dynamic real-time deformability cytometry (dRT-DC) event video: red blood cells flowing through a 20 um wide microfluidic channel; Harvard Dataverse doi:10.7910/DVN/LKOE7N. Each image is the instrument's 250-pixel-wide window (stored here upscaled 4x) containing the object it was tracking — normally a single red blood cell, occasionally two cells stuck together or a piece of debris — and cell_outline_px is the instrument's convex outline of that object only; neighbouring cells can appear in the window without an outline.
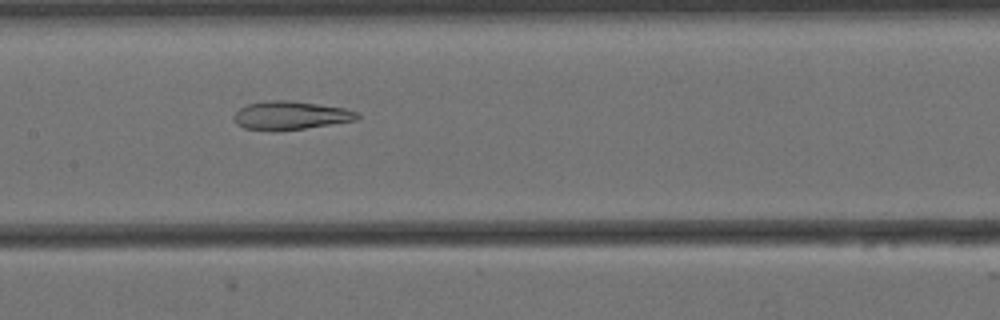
{"species": "Egyptian fruit bat (a non-hibernating species)", "species_latin": "Rousettus aegyptiacus", "temperature_condition": "cold", "stored_images_in_passage": 58, "camera_frame_rate_fps": 3000, "um_per_image_px": 0.085, "animal": {"sex": "female"}, "frame": {"image": 1, "passage_image": 27, "time_ms": 8.667, "image_size_px": [1000, 320], "cell_outline_px": [[360, 116], [356, 120], [304, 128], [244, 128], [236, 124], [232, 116], [240, 108], [248, 104], [268, 100], [288, 100], [344, 108], [360, 112]], "centroid_in_image_um": [24.72, 9.77], "position_along_channel_um": 182.7, "area_um2": 19.65}}
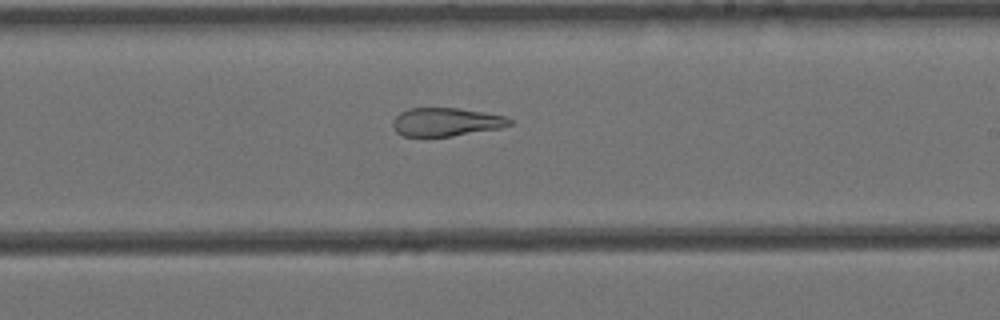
{"frame": {"image": 2, "passage_image": 33, "time_ms": 10.667, "image_size_px": [1000, 320], "cell_outline_px": [[512, 124], [500, 128], [452, 136], [404, 136], [396, 132], [392, 124], [392, 120], [400, 112], [408, 108], [456, 108], [504, 116], [512, 120]], "centroid_in_image_um": [37.88, 10.37], "position_along_channel_um": 251.1, "area_um2": 19.13}}
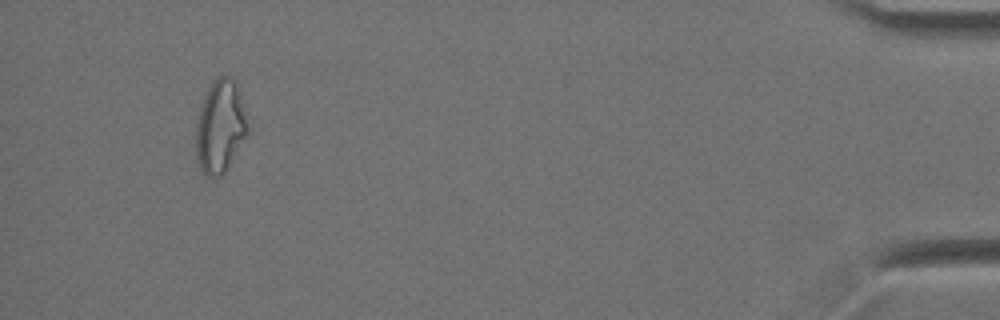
{"frame": {"image": 3, "passage_image": 54, "time_ms": 17.667, "image_size_px": [1000, 320], "cell_outline_px": [[248, 132], [224, 168], [216, 176], [208, 176], [200, 168], [196, 160], [196, 124], [200, 108], [204, 96], [212, 80], [216, 76], [232, 76], [240, 92], [248, 128]], "centroid_in_image_um": [18.68, 10.66], "position_along_channel_um": 416.5, "area_um2": 27.17}, "authors_computed_cell_mechanics": {"area_um2": 25.2586, "velocity_mm_per_s": 3.4521, "shape_relaxation_time_tau1_ms": null, "shape_relaxation_time_tau2_ms": 3.7049, "deformation_change_tau1": null, "deformation_change_tau2": 0.1322}}